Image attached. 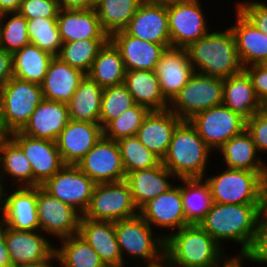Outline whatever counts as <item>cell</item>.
<instances>
[{
	"mask_svg": "<svg viewBox=\"0 0 267 267\" xmlns=\"http://www.w3.org/2000/svg\"><path fill=\"white\" fill-rule=\"evenodd\" d=\"M260 214V204L213 202L199 225L223 248L227 240L241 244L240 254L233 258L243 259L254 243Z\"/></svg>",
	"mask_w": 267,
	"mask_h": 267,
	"instance_id": "cell-1",
	"label": "cell"
},
{
	"mask_svg": "<svg viewBox=\"0 0 267 267\" xmlns=\"http://www.w3.org/2000/svg\"><path fill=\"white\" fill-rule=\"evenodd\" d=\"M173 233L164 235V257L173 267H226L234 259L198 224Z\"/></svg>",
	"mask_w": 267,
	"mask_h": 267,
	"instance_id": "cell-2",
	"label": "cell"
},
{
	"mask_svg": "<svg viewBox=\"0 0 267 267\" xmlns=\"http://www.w3.org/2000/svg\"><path fill=\"white\" fill-rule=\"evenodd\" d=\"M185 49L194 71L204 76L224 79L244 69L230 27L224 31H209Z\"/></svg>",
	"mask_w": 267,
	"mask_h": 267,
	"instance_id": "cell-3",
	"label": "cell"
},
{
	"mask_svg": "<svg viewBox=\"0 0 267 267\" xmlns=\"http://www.w3.org/2000/svg\"><path fill=\"white\" fill-rule=\"evenodd\" d=\"M212 150L205 144L189 121L174 130L162 164L177 178H203ZM209 162V163H208Z\"/></svg>",
	"mask_w": 267,
	"mask_h": 267,
	"instance_id": "cell-4",
	"label": "cell"
},
{
	"mask_svg": "<svg viewBox=\"0 0 267 267\" xmlns=\"http://www.w3.org/2000/svg\"><path fill=\"white\" fill-rule=\"evenodd\" d=\"M153 233V228L139 214L115 222L117 243L125 266V253L132 260H143L144 266L146 263H158L164 258V233L157 236Z\"/></svg>",
	"mask_w": 267,
	"mask_h": 267,
	"instance_id": "cell-5",
	"label": "cell"
},
{
	"mask_svg": "<svg viewBox=\"0 0 267 267\" xmlns=\"http://www.w3.org/2000/svg\"><path fill=\"white\" fill-rule=\"evenodd\" d=\"M3 135L21 131L43 100L40 84L12 77L0 90Z\"/></svg>",
	"mask_w": 267,
	"mask_h": 267,
	"instance_id": "cell-6",
	"label": "cell"
},
{
	"mask_svg": "<svg viewBox=\"0 0 267 267\" xmlns=\"http://www.w3.org/2000/svg\"><path fill=\"white\" fill-rule=\"evenodd\" d=\"M223 78L194 73L169 103V110L182 121L195 114L223 104Z\"/></svg>",
	"mask_w": 267,
	"mask_h": 267,
	"instance_id": "cell-7",
	"label": "cell"
},
{
	"mask_svg": "<svg viewBox=\"0 0 267 267\" xmlns=\"http://www.w3.org/2000/svg\"><path fill=\"white\" fill-rule=\"evenodd\" d=\"M207 182L213 202L221 204H260L261 175L257 172L225 168Z\"/></svg>",
	"mask_w": 267,
	"mask_h": 267,
	"instance_id": "cell-8",
	"label": "cell"
},
{
	"mask_svg": "<svg viewBox=\"0 0 267 267\" xmlns=\"http://www.w3.org/2000/svg\"><path fill=\"white\" fill-rule=\"evenodd\" d=\"M138 214L130 187L123 180L96 184L88 208L82 216L90 220L116 222Z\"/></svg>",
	"mask_w": 267,
	"mask_h": 267,
	"instance_id": "cell-9",
	"label": "cell"
},
{
	"mask_svg": "<svg viewBox=\"0 0 267 267\" xmlns=\"http://www.w3.org/2000/svg\"><path fill=\"white\" fill-rule=\"evenodd\" d=\"M188 121L212 151L246 129V119L223 104L201 111Z\"/></svg>",
	"mask_w": 267,
	"mask_h": 267,
	"instance_id": "cell-10",
	"label": "cell"
},
{
	"mask_svg": "<svg viewBox=\"0 0 267 267\" xmlns=\"http://www.w3.org/2000/svg\"><path fill=\"white\" fill-rule=\"evenodd\" d=\"M95 185L96 183L77 165L65 164L41 186L83 215L88 208Z\"/></svg>",
	"mask_w": 267,
	"mask_h": 267,
	"instance_id": "cell-11",
	"label": "cell"
},
{
	"mask_svg": "<svg viewBox=\"0 0 267 267\" xmlns=\"http://www.w3.org/2000/svg\"><path fill=\"white\" fill-rule=\"evenodd\" d=\"M200 0H187L167 6L171 47L187 48L210 30Z\"/></svg>",
	"mask_w": 267,
	"mask_h": 267,
	"instance_id": "cell-12",
	"label": "cell"
},
{
	"mask_svg": "<svg viewBox=\"0 0 267 267\" xmlns=\"http://www.w3.org/2000/svg\"><path fill=\"white\" fill-rule=\"evenodd\" d=\"M37 214L39 230L59 240L78 234L81 214L37 186Z\"/></svg>",
	"mask_w": 267,
	"mask_h": 267,
	"instance_id": "cell-13",
	"label": "cell"
},
{
	"mask_svg": "<svg viewBox=\"0 0 267 267\" xmlns=\"http://www.w3.org/2000/svg\"><path fill=\"white\" fill-rule=\"evenodd\" d=\"M76 165L96 184L120 182L126 178L118 142L104 136Z\"/></svg>",
	"mask_w": 267,
	"mask_h": 267,
	"instance_id": "cell-14",
	"label": "cell"
},
{
	"mask_svg": "<svg viewBox=\"0 0 267 267\" xmlns=\"http://www.w3.org/2000/svg\"><path fill=\"white\" fill-rule=\"evenodd\" d=\"M8 136L23 150L30 161L33 170V187L43 185L65 165L56 142L28 137L20 131Z\"/></svg>",
	"mask_w": 267,
	"mask_h": 267,
	"instance_id": "cell-15",
	"label": "cell"
},
{
	"mask_svg": "<svg viewBox=\"0 0 267 267\" xmlns=\"http://www.w3.org/2000/svg\"><path fill=\"white\" fill-rule=\"evenodd\" d=\"M139 215L152 228H168L167 231L172 229V233L190 225L183 210L180 184L173 185L166 192L148 201L139 209Z\"/></svg>",
	"mask_w": 267,
	"mask_h": 267,
	"instance_id": "cell-16",
	"label": "cell"
},
{
	"mask_svg": "<svg viewBox=\"0 0 267 267\" xmlns=\"http://www.w3.org/2000/svg\"><path fill=\"white\" fill-rule=\"evenodd\" d=\"M103 136L100 123L69 120L56 144L64 164L76 165Z\"/></svg>",
	"mask_w": 267,
	"mask_h": 267,
	"instance_id": "cell-17",
	"label": "cell"
},
{
	"mask_svg": "<svg viewBox=\"0 0 267 267\" xmlns=\"http://www.w3.org/2000/svg\"><path fill=\"white\" fill-rule=\"evenodd\" d=\"M124 31L128 35L170 48L167 6L143 1Z\"/></svg>",
	"mask_w": 267,
	"mask_h": 267,
	"instance_id": "cell-18",
	"label": "cell"
},
{
	"mask_svg": "<svg viewBox=\"0 0 267 267\" xmlns=\"http://www.w3.org/2000/svg\"><path fill=\"white\" fill-rule=\"evenodd\" d=\"M163 97L170 103L195 73L185 48H167L155 68Z\"/></svg>",
	"mask_w": 267,
	"mask_h": 267,
	"instance_id": "cell-19",
	"label": "cell"
},
{
	"mask_svg": "<svg viewBox=\"0 0 267 267\" xmlns=\"http://www.w3.org/2000/svg\"><path fill=\"white\" fill-rule=\"evenodd\" d=\"M40 230L22 231L6 227L4 238L13 265L28 264L48 258L55 247Z\"/></svg>",
	"mask_w": 267,
	"mask_h": 267,
	"instance_id": "cell-20",
	"label": "cell"
},
{
	"mask_svg": "<svg viewBox=\"0 0 267 267\" xmlns=\"http://www.w3.org/2000/svg\"><path fill=\"white\" fill-rule=\"evenodd\" d=\"M109 40L119 50L126 71L155 70L163 52L167 49L162 44L128 35L124 30L113 33Z\"/></svg>",
	"mask_w": 267,
	"mask_h": 267,
	"instance_id": "cell-21",
	"label": "cell"
},
{
	"mask_svg": "<svg viewBox=\"0 0 267 267\" xmlns=\"http://www.w3.org/2000/svg\"><path fill=\"white\" fill-rule=\"evenodd\" d=\"M78 234L97 252L106 267H125L115 234V222L81 215Z\"/></svg>",
	"mask_w": 267,
	"mask_h": 267,
	"instance_id": "cell-22",
	"label": "cell"
},
{
	"mask_svg": "<svg viewBox=\"0 0 267 267\" xmlns=\"http://www.w3.org/2000/svg\"><path fill=\"white\" fill-rule=\"evenodd\" d=\"M4 188L5 220L9 228L22 231L39 230L37 214V186Z\"/></svg>",
	"mask_w": 267,
	"mask_h": 267,
	"instance_id": "cell-23",
	"label": "cell"
},
{
	"mask_svg": "<svg viewBox=\"0 0 267 267\" xmlns=\"http://www.w3.org/2000/svg\"><path fill=\"white\" fill-rule=\"evenodd\" d=\"M69 120L66 103L43 99L20 132L28 137L56 142Z\"/></svg>",
	"mask_w": 267,
	"mask_h": 267,
	"instance_id": "cell-24",
	"label": "cell"
},
{
	"mask_svg": "<svg viewBox=\"0 0 267 267\" xmlns=\"http://www.w3.org/2000/svg\"><path fill=\"white\" fill-rule=\"evenodd\" d=\"M181 122L182 120L169 109L150 111L136 136L147 149L163 160L173 132Z\"/></svg>",
	"mask_w": 267,
	"mask_h": 267,
	"instance_id": "cell-25",
	"label": "cell"
},
{
	"mask_svg": "<svg viewBox=\"0 0 267 267\" xmlns=\"http://www.w3.org/2000/svg\"><path fill=\"white\" fill-rule=\"evenodd\" d=\"M236 23L230 26L243 68L262 64L267 59V35L260 31L238 8Z\"/></svg>",
	"mask_w": 267,
	"mask_h": 267,
	"instance_id": "cell-26",
	"label": "cell"
},
{
	"mask_svg": "<svg viewBox=\"0 0 267 267\" xmlns=\"http://www.w3.org/2000/svg\"><path fill=\"white\" fill-rule=\"evenodd\" d=\"M57 26L62 43L83 39H110L94 8L87 10L60 9Z\"/></svg>",
	"mask_w": 267,
	"mask_h": 267,
	"instance_id": "cell-27",
	"label": "cell"
},
{
	"mask_svg": "<svg viewBox=\"0 0 267 267\" xmlns=\"http://www.w3.org/2000/svg\"><path fill=\"white\" fill-rule=\"evenodd\" d=\"M85 75L82 71L54 56L40 84L43 99L67 104Z\"/></svg>",
	"mask_w": 267,
	"mask_h": 267,
	"instance_id": "cell-28",
	"label": "cell"
},
{
	"mask_svg": "<svg viewBox=\"0 0 267 267\" xmlns=\"http://www.w3.org/2000/svg\"><path fill=\"white\" fill-rule=\"evenodd\" d=\"M171 178L177 179L161 162L154 168L128 173L125 181L130 187L133 202L139 210L148 201L172 187V181H169Z\"/></svg>",
	"mask_w": 267,
	"mask_h": 267,
	"instance_id": "cell-29",
	"label": "cell"
},
{
	"mask_svg": "<svg viewBox=\"0 0 267 267\" xmlns=\"http://www.w3.org/2000/svg\"><path fill=\"white\" fill-rule=\"evenodd\" d=\"M223 105L240 114L246 120L265 106L255 94L248 73H240L223 79Z\"/></svg>",
	"mask_w": 267,
	"mask_h": 267,
	"instance_id": "cell-30",
	"label": "cell"
},
{
	"mask_svg": "<svg viewBox=\"0 0 267 267\" xmlns=\"http://www.w3.org/2000/svg\"><path fill=\"white\" fill-rule=\"evenodd\" d=\"M124 84L136 104L150 111L169 108V102L163 97L155 70L126 71Z\"/></svg>",
	"mask_w": 267,
	"mask_h": 267,
	"instance_id": "cell-31",
	"label": "cell"
},
{
	"mask_svg": "<svg viewBox=\"0 0 267 267\" xmlns=\"http://www.w3.org/2000/svg\"><path fill=\"white\" fill-rule=\"evenodd\" d=\"M5 177L13 180L11 185L14 186L11 190L16 186L33 187V170L30 161L8 135L2 138L0 144V185L2 187H5L3 184L6 181Z\"/></svg>",
	"mask_w": 267,
	"mask_h": 267,
	"instance_id": "cell-32",
	"label": "cell"
},
{
	"mask_svg": "<svg viewBox=\"0 0 267 267\" xmlns=\"http://www.w3.org/2000/svg\"><path fill=\"white\" fill-rule=\"evenodd\" d=\"M218 151L223 156L222 160L227 168L248 170L261 175L267 165L258 157L257 147L246 129L224 143L217 153Z\"/></svg>",
	"mask_w": 267,
	"mask_h": 267,
	"instance_id": "cell-33",
	"label": "cell"
},
{
	"mask_svg": "<svg viewBox=\"0 0 267 267\" xmlns=\"http://www.w3.org/2000/svg\"><path fill=\"white\" fill-rule=\"evenodd\" d=\"M103 89L88 75H85L67 103L70 119L99 123Z\"/></svg>",
	"mask_w": 267,
	"mask_h": 267,
	"instance_id": "cell-34",
	"label": "cell"
},
{
	"mask_svg": "<svg viewBox=\"0 0 267 267\" xmlns=\"http://www.w3.org/2000/svg\"><path fill=\"white\" fill-rule=\"evenodd\" d=\"M87 75L102 88L124 83V61L110 40L98 51Z\"/></svg>",
	"mask_w": 267,
	"mask_h": 267,
	"instance_id": "cell-35",
	"label": "cell"
},
{
	"mask_svg": "<svg viewBox=\"0 0 267 267\" xmlns=\"http://www.w3.org/2000/svg\"><path fill=\"white\" fill-rule=\"evenodd\" d=\"M181 185V197L186 221L198 224L211 209L213 199L210 188L204 178L177 179Z\"/></svg>",
	"mask_w": 267,
	"mask_h": 267,
	"instance_id": "cell-36",
	"label": "cell"
},
{
	"mask_svg": "<svg viewBox=\"0 0 267 267\" xmlns=\"http://www.w3.org/2000/svg\"><path fill=\"white\" fill-rule=\"evenodd\" d=\"M53 57L30 43L12 54L13 76L41 84Z\"/></svg>",
	"mask_w": 267,
	"mask_h": 267,
	"instance_id": "cell-37",
	"label": "cell"
},
{
	"mask_svg": "<svg viewBox=\"0 0 267 267\" xmlns=\"http://www.w3.org/2000/svg\"><path fill=\"white\" fill-rule=\"evenodd\" d=\"M144 0H96L94 9L109 37L124 30Z\"/></svg>",
	"mask_w": 267,
	"mask_h": 267,
	"instance_id": "cell-38",
	"label": "cell"
},
{
	"mask_svg": "<svg viewBox=\"0 0 267 267\" xmlns=\"http://www.w3.org/2000/svg\"><path fill=\"white\" fill-rule=\"evenodd\" d=\"M55 246L57 266L61 267H106L97 252L79 234L60 240Z\"/></svg>",
	"mask_w": 267,
	"mask_h": 267,
	"instance_id": "cell-39",
	"label": "cell"
},
{
	"mask_svg": "<svg viewBox=\"0 0 267 267\" xmlns=\"http://www.w3.org/2000/svg\"><path fill=\"white\" fill-rule=\"evenodd\" d=\"M108 41L109 39H83L62 43L57 57L87 75L97 57L98 51Z\"/></svg>",
	"mask_w": 267,
	"mask_h": 267,
	"instance_id": "cell-40",
	"label": "cell"
},
{
	"mask_svg": "<svg viewBox=\"0 0 267 267\" xmlns=\"http://www.w3.org/2000/svg\"><path fill=\"white\" fill-rule=\"evenodd\" d=\"M117 142L126 175L135 170L154 168L162 162L141 143L137 136L125 137Z\"/></svg>",
	"mask_w": 267,
	"mask_h": 267,
	"instance_id": "cell-41",
	"label": "cell"
},
{
	"mask_svg": "<svg viewBox=\"0 0 267 267\" xmlns=\"http://www.w3.org/2000/svg\"><path fill=\"white\" fill-rule=\"evenodd\" d=\"M30 43L53 56L60 52L62 41L57 26V18H36L27 20Z\"/></svg>",
	"mask_w": 267,
	"mask_h": 267,
	"instance_id": "cell-42",
	"label": "cell"
},
{
	"mask_svg": "<svg viewBox=\"0 0 267 267\" xmlns=\"http://www.w3.org/2000/svg\"><path fill=\"white\" fill-rule=\"evenodd\" d=\"M28 44L27 19L18 12L0 14V48L13 54Z\"/></svg>",
	"mask_w": 267,
	"mask_h": 267,
	"instance_id": "cell-43",
	"label": "cell"
},
{
	"mask_svg": "<svg viewBox=\"0 0 267 267\" xmlns=\"http://www.w3.org/2000/svg\"><path fill=\"white\" fill-rule=\"evenodd\" d=\"M149 112L148 108L135 104L117 118L111 120L103 128V136L115 141L125 137L136 136L137 131Z\"/></svg>",
	"mask_w": 267,
	"mask_h": 267,
	"instance_id": "cell-44",
	"label": "cell"
},
{
	"mask_svg": "<svg viewBox=\"0 0 267 267\" xmlns=\"http://www.w3.org/2000/svg\"><path fill=\"white\" fill-rule=\"evenodd\" d=\"M136 103L124 83L105 87L101 98L99 123L104 128L111 120Z\"/></svg>",
	"mask_w": 267,
	"mask_h": 267,
	"instance_id": "cell-45",
	"label": "cell"
},
{
	"mask_svg": "<svg viewBox=\"0 0 267 267\" xmlns=\"http://www.w3.org/2000/svg\"><path fill=\"white\" fill-rule=\"evenodd\" d=\"M59 11L57 0H22L18 13L28 20L57 18Z\"/></svg>",
	"mask_w": 267,
	"mask_h": 267,
	"instance_id": "cell-46",
	"label": "cell"
},
{
	"mask_svg": "<svg viewBox=\"0 0 267 267\" xmlns=\"http://www.w3.org/2000/svg\"><path fill=\"white\" fill-rule=\"evenodd\" d=\"M246 130L255 143L258 154L267 153V107L246 120Z\"/></svg>",
	"mask_w": 267,
	"mask_h": 267,
	"instance_id": "cell-47",
	"label": "cell"
},
{
	"mask_svg": "<svg viewBox=\"0 0 267 267\" xmlns=\"http://www.w3.org/2000/svg\"><path fill=\"white\" fill-rule=\"evenodd\" d=\"M242 260L267 263V217L264 214H260L254 243Z\"/></svg>",
	"mask_w": 267,
	"mask_h": 267,
	"instance_id": "cell-48",
	"label": "cell"
},
{
	"mask_svg": "<svg viewBox=\"0 0 267 267\" xmlns=\"http://www.w3.org/2000/svg\"><path fill=\"white\" fill-rule=\"evenodd\" d=\"M236 7L264 34L267 35V3L249 0L237 2Z\"/></svg>",
	"mask_w": 267,
	"mask_h": 267,
	"instance_id": "cell-49",
	"label": "cell"
},
{
	"mask_svg": "<svg viewBox=\"0 0 267 267\" xmlns=\"http://www.w3.org/2000/svg\"><path fill=\"white\" fill-rule=\"evenodd\" d=\"M251 78L254 91L264 106H267V68L262 64L245 67Z\"/></svg>",
	"mask_w": 267,
	"mask_h": 267,
	"instance_id": "cell-50",
	"label": "cell"
},
{
	"mask_svg": "<svg viewBox=\"0 0 267 267\" xmlns=\"http://www.w3.org/2000/svg\"><path fill=\"white\" fill-rule=\"evenodd\" d=\"M12 77V53L0 48V90Z\"/></svg>",
	"mask_w": 267,
	"mask_h": 267,
	"instance_id": "cell-51",
	"label": "cell"
},
{
	"mask_svg": "<svg viewBox=\"0 0 267 267\" xmlns=\"http://www.w3.org/2000/svg\"><path fill=\"white\" fill-rule=\"evenodd\" d=\"M60 9L87 10L95 6L96 0H57Z\"/></svg>",
	"mask_w": 267,
	"mask_h": 267,
	"instance_id": "cell-52",
	"label": "cell"
},
{
	"mask_svg": "<svg viewBox=\"0 0 267 267\" xmlns=\"http://www.w3.org/2000/svg\"><path fill=\"white\" fill-rule=\"evenodd\" d=\"M267 211V165L261 174L260 190V212L264 214Z\"/></svg>",
	"mask_w": 267,
	"mask_h": 267,
	"instance_id": "cell-53",
	"label": "cell"
},
{
	"mask_svg": "<svg viewBox=\"0 0 267 267\" xmlns=\"http://www.w3.org/2000/svg\"><path fill=\"white\" fill-rule=\"evenodd\" d=\"M54 261L57 262V254L55 251L48 258L42 261L28 264H16L11 267H54Z\"/></svg>",
	"mask_w": 267,
	"mask_h": 267,
	"instance_id": "cell-54",
	"label": "cell"
},
{
	"mask_svg": "<svg viewBox=\"0 0 267 267\" xmlns=\"http://www.w3.org/2000/svg\"><path fill=\"white\" fill-rule=\"evenodd\" d=\"M22 0H0V14L18 12Z\"/></svg>",
	"mask_w": 267,
	"mask_h": 267,
	"instance_id": "cell-55",
	"label": "cell"
},
{
	"mask_svg": "<svg viewBox=\"0 0 267 267\" xmlns=\"http://www.w3.org/2000/svg\"><path fill=\"white\" fill-rule=\"evenodd\" d=\"M4 235L0 237V266H12Z\"/></svg>",
	"mask_w": 267,
	"mask_h": 267,
	"instance_id": "cell-56",
	"label": "cell"
},
{
	"mask_svg": "<svg viewBox=\"0 0 267 267\" xmlns=\"http://www.w3.org/2000/svg\"><path fill=\"white\" fill-rule=\"evenodd\" d=\"M144 1L152 4H158L161 6H170L187 0H144Z\"/></svg>",
	"mask_w": 267,
	"mask_h": 267,
	"instance_id": "cell-57",
	"label": "cell"
},
{
	"mask_svg": "<svg viewBox=\"0 0 267 267\" xmlns=\"http://www.w3.org/2000/svg\"><path fill=\"white\" fill-rule=\"evenodd\" d=\"M4 187L0 185V220H5V212H4Z\"/></svg>",
	"mask_w": 267,
	"mask_h": 267,
	"instance_id": "cell-58",
	"label": "cell"
},
{
	"mask_svg": "<svg viewBox=\"0 0 267 267\" xmlns=\"http://www.w3.org/2000/svg\"><path fill=\"white\" fill-rule=\"evenodd\" d=\"M145 267H173L172 264L164 257L160 262L151 264V265H145Z\"/></svg>",
	"mask_w": 267,
	"mask_h": 267,
	"instance_id": "cell-59",
	"label": "cell"
},
{
	"mask_svg": "<svg viewBox=\"0 0 267 267\" xmlns=\"http://www.w3.org/2000/svg\"><path fill=\"white\" fill-rule=\"evenodd\" d=\"M242 259H233L226 267H243Z\"/></svg>",
	"mask_w": 267,
	"mask_h": 267,
	"instance_id": "cell-60",
	"label": "cell"
},
{
	"mask_svg": "<svg viewBox=\"0 0 267 267\" xmlns=\"http://www.w3.org/2000/svg\"><path fill=\"white\" fill-rule=\"evenodd\" d=\"M0 132L3 134L2 96L0 92Z\"/></svg>",
	"mask_w": 267,
	"mask_h": 267,
	"instance_id": "cell-61",
	"label": "cell"
},
{
	"mask_svg": "<svg viewBox=\"0 0 267 267\" xmlns=\"http://www.w3.org/2000/svg\"><path fill=\"white\" fill-rule=\"evenodd\" d=\"M6 227H7L6 220H0V237L4 235Z\"/></svg>",
	"mask_w": 267,
	"mask_h": 267,
	"instance_id": "cell-62",
	"label": "cell"
},
{
	"mask_svg": "<svg viewBox=\"0 0 267 267\" xmlns=\"http://www.w3.org/2000/svg\"><path fill=\"white\" fill-rule=\"evenodd\" d=\"M262 65L267 68V59L262 63Z\"/></svg>",
	"mask_w": 267,
	"mask_h": 267,
	"instance_id": "cell-63",
	"label": "cell"
},
{
	"mask_svg": "<svg viewBox=\"0 0 267 267\" xmlns=\"http://www.w3.org/2000/svg\"><path fill=\"white\" fill-rule=\"evenodd\" d=\"M5 135H3L1 132H0V144H1V140L2 138L4 137Z\"/></svg>",
	"mask_w": 267,
	"mask_h": 267,
	"instance_id": "cell-64",
	"label": "cell"
}]
</instances>
